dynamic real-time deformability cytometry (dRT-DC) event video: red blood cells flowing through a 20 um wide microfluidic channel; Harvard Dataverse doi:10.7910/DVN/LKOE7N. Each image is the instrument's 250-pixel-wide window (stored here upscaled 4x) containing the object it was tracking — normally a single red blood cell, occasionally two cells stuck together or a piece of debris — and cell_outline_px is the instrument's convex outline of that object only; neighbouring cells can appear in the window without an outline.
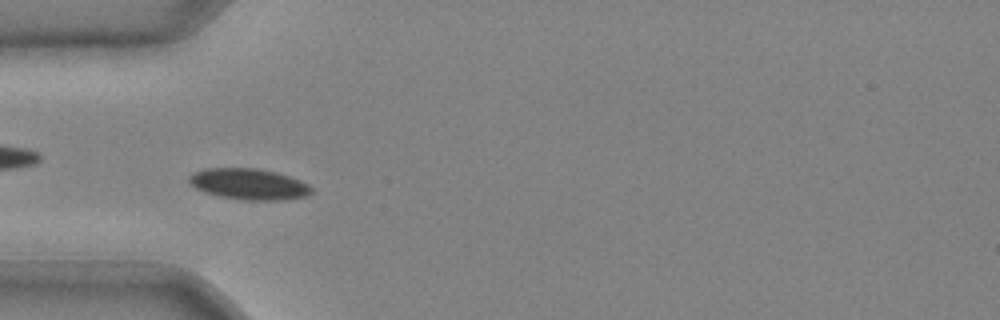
{"species": "common noctule bat (a hibernating species)", "species_latin": "Nyctalus noctula", "temperature_condition": "cold", "stored_images_in_passage": 38, "camera_frame_rate_fps": 3000, "um_per_image_px": 0.085, "animal": {"sex": "male", "body_mass_g": 20.4}, "frame": {"image": 1, "passage_image": 9, "time_ms": 2.667, "image_size_px": [1000, 320], "cell_outline_px": [[312, 192], [308, 196], [284, 200], [244, 200], [220, 196], [204, 192], [196, 188], [188, 180], [188, 176], [192, 172], [204, 168], [256, 168], [276, 172], [300, 180], [308, 184], [312, 188]], "centroid_in_image_um": [21.15, 15.64], "position_along_channel_um": 63.9, "area_um2": 22.25}}
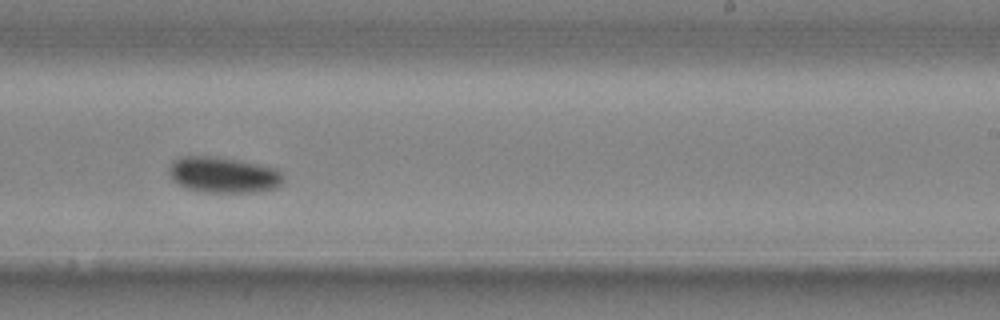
{"frame": {"image": 2, "passage_image": 23, "time_ms": 7.333, "image_size_px": [1000, 320], "cell_outline_px": [[284, 180], [276, 188], [256, 192], [204, 192], [188, 188], [172, 180], [168, 172], [168, 168], [172, 160], [180, 156], [212, 156], [240, 160], [272, 168], [280, 172], [284, 176]], "centroid_in_image_um": [18.95, 14.86], "position_along_channel_um": 270.1, "area_um2": 23.87}}
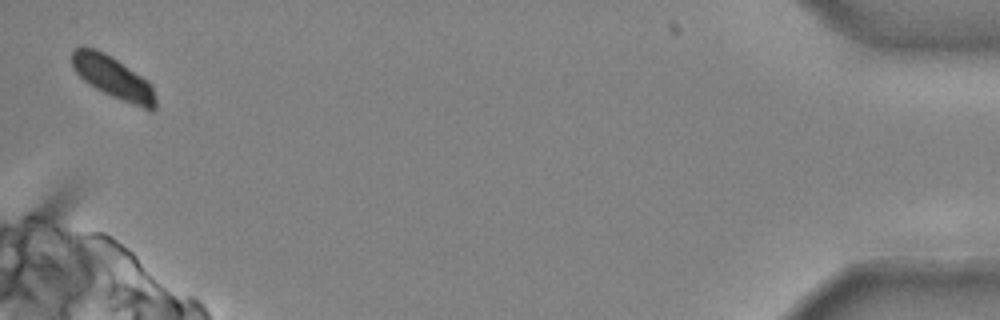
{"frame": {"image": 3, "passage_image": 38, "time_ms": 12.333, "image_size_px": [1000, 320], "cell_outline_px": [[156, 108], [152, 112], [120, 100], [96, 88], [84, 80], [76, 72], [72, 64], [72, 52], [76, 48], [84, 44], [96, 48], [104, 52], [148, 80], [156, 96]], "centroid_in_image_um": [9.62, 6.58], "position_along_channel_um": 425.6, "area_um2": 20.58}}